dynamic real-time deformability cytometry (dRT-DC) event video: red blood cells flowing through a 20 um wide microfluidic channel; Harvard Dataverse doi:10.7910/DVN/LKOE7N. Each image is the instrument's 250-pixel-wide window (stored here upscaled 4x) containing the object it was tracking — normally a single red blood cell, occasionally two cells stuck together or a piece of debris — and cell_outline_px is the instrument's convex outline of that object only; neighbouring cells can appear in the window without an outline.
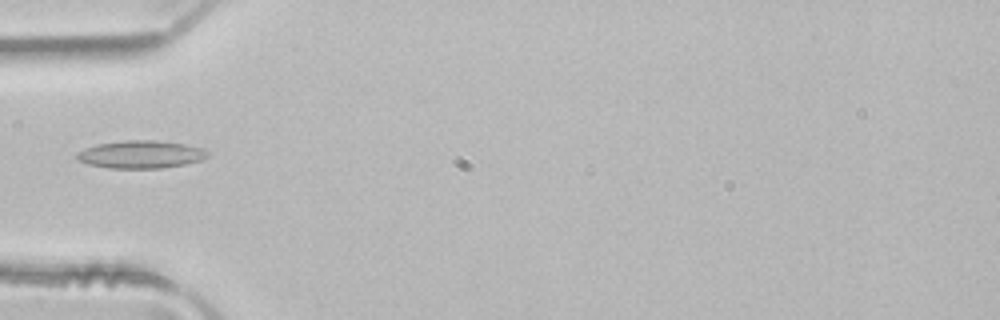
{"species": "common noctule bat (a hibernating species)", "species_latin": "Nyctalus noctula", "temperature_condition": "room temperature", "stored_images_in_passage": 3, "camera_frame_rate_fps": 3000, "um_per_image_px": 0.085, "animal": {"sex": "male", "body_mass_g": 21.5, "forearm_length_mm": 52.0}, "frame": {"image": 1, "passage_image": 3, "time_ms": 0.667, "image_size_px": [1000, 320], "cell_outline_px": [[208, 156], [200, 160], [184, 164], [164, 168], [108, 168], [88, 164], [76, 160], [76, 152], [84, 148], [96, 144], [124, 140], [156, 140], [184, 144], [204, 148], [208, 152]], "centroid_in_image_um": [11.93, 13.12], "position_along_channel_um": 73.1, "area_um2": 21.27}}